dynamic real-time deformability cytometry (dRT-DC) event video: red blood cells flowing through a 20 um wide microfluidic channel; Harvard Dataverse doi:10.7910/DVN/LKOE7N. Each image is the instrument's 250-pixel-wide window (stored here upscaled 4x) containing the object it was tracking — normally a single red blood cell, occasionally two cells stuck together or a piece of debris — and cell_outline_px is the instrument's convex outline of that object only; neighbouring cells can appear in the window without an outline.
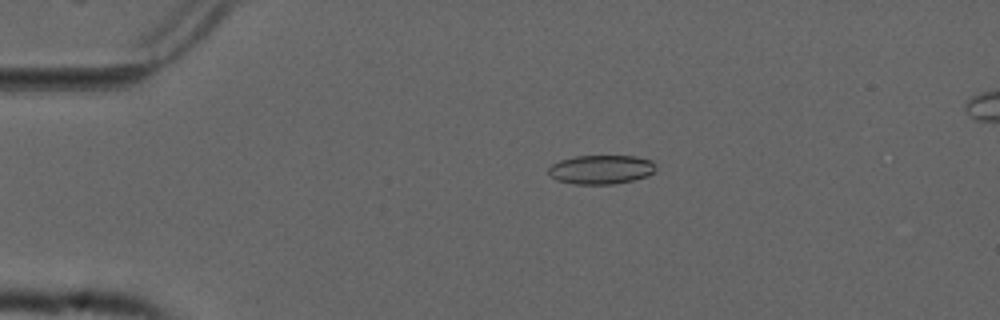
{"species": "common noctule bat (a hibernating species)", "species_latin": "Nyctalus noctula", "temperature_condition": "cold", "stored_images_in_passage": 40, "camera_frame_rate_fps": 3000, "um_per_image_px": 0.085, "animal": {"sex": "male", "forearm_length_mm": 52.5}, "frame": {"image": 1, "passage_image": 11, "time_ms": 3.333, "image_size_px": [1000, 320], "cell_outline_px": [[656, 168], [648, 176], [632, 180], [612, 184], [572, 184], [556, 180], [548, 172], [548, 168], [552, 164], [560, 160], [576, 156], [636, 156], [652, 160], [656, 164]], "centroid_in_image_um": [51.1, 14.4], "position_along_channel_um": 33.9, "area_um2": 18.21}}
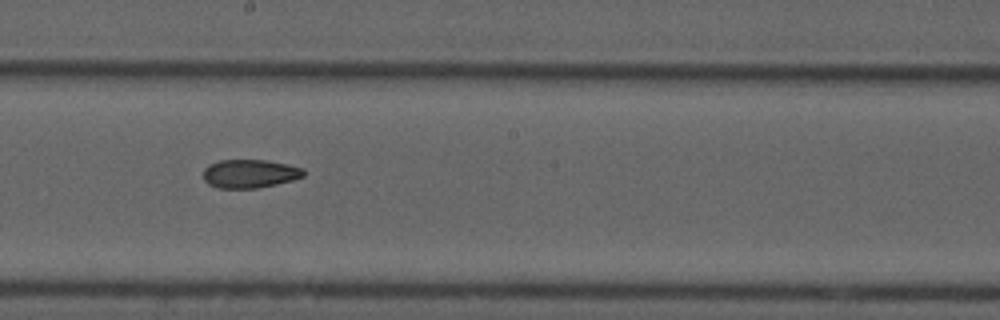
{"frame": {"image": 2, "passage_image": 30, "time_ms": 9.667, "image_size_px": [1000, 320], "cell_outline_px": [[304, 176], [292, 180], [276, 184], [256, 188], [216, 188], [208, 184], [204, 180], [204, 168], [208, 164], [220, 160], [268, 160], [288, 164], [304, 168]], "centroid_in_image_um": [21.22, 14.75], "position_along_channel_um": 227.0, "area_um2": 16.76}}
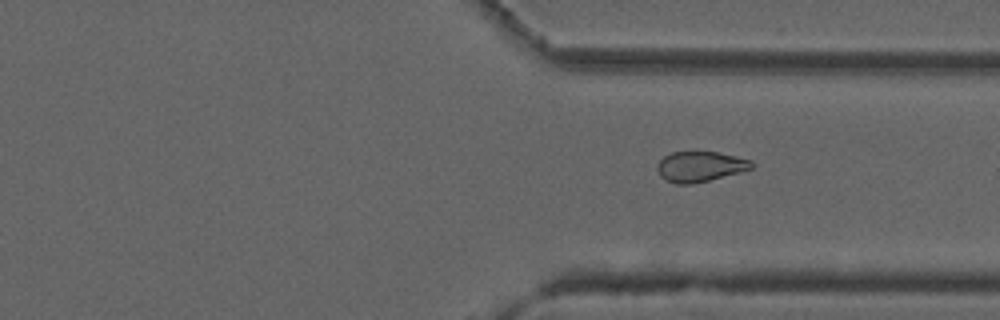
{"frame": {"image": 3, "passage_image": 40, "time_ms": 13.0, "image_size_px": [1000, 320], "cell_outline_px": [[756, 164], [752, 168], [708, 180], [692, 184], [676, 184], [664, 180], [660, 176], [656, 168], [656, 164], [664, 156], [672, 152], [716, 152], [736, 156], [752, 160]], "centroid_in_image_um": [59.47, 14.15], "position_along_channel_um": 351.9, "area_um2": 16.65}}